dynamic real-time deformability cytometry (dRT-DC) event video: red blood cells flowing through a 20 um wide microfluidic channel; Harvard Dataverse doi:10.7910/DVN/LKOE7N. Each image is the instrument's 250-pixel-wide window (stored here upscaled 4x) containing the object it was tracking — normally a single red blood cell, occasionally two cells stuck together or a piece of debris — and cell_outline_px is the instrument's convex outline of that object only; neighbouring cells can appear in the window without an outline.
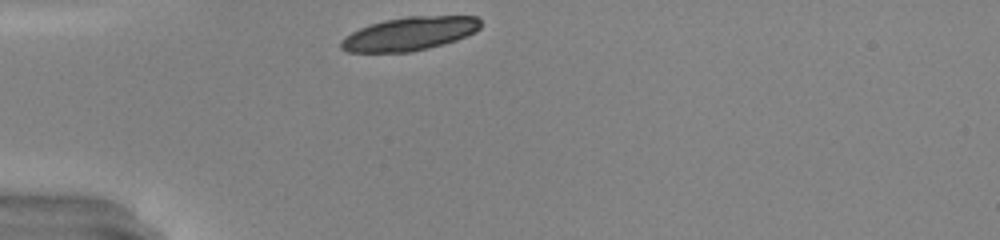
{"species": "common noctule bat (a hibernating species)", "species_latin": "Nyctalus noctula", "temperature_condition": "warm", "stored_images_in_passage": 27, "camera_frame_rate_fps": 3000, "um_per_image_px": 0.085, "animal": {"sex": "male", "body_mass_g": 20.0, "forearm_length_mm": 53.3}, "frame": {"image": 1, "passage_image": 1, "time_ms": 0.0, "image_size_px": [1000, 240], "cell_outline_px": [[480, 28], [476, 32], [456, 40], [444, 44], [412, 52], [348, 52], [340, 48], [340, 40], [344, 36], [360, 28], [384, 20], [408, 16], [476, 16], [480, 20]], "centroid_in_image_um": [34.81, 2.87], "position_along_channel_um": 50.2, "area_um2": 27.28}}
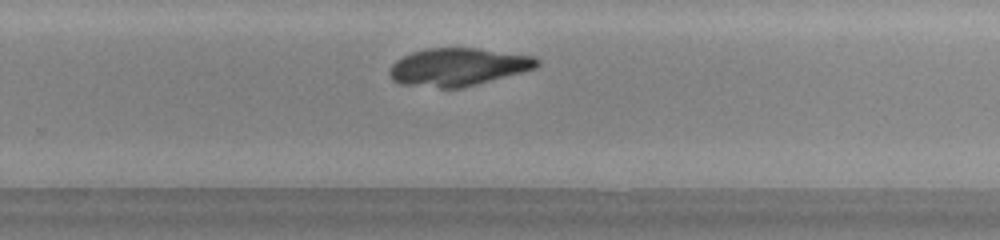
{"frame": {"image": 2, "passage_image": 20, "time_ms": 6.333, "image_size_px": [1000, 240], "cell_outline_px": [[540, 64], [536, 68], [476, 84], [460, 88], [440, 88], [400, 84], [392, 80], [388, 72], [392, 64], [396, 60], [412, 52], [428, 48], [476, 48], [536, 56], [540, 60]], "centroid_in_image_um": [38.93, 5.69], "position_along_channel_um": 290.9, "area_um2": 32.43}}